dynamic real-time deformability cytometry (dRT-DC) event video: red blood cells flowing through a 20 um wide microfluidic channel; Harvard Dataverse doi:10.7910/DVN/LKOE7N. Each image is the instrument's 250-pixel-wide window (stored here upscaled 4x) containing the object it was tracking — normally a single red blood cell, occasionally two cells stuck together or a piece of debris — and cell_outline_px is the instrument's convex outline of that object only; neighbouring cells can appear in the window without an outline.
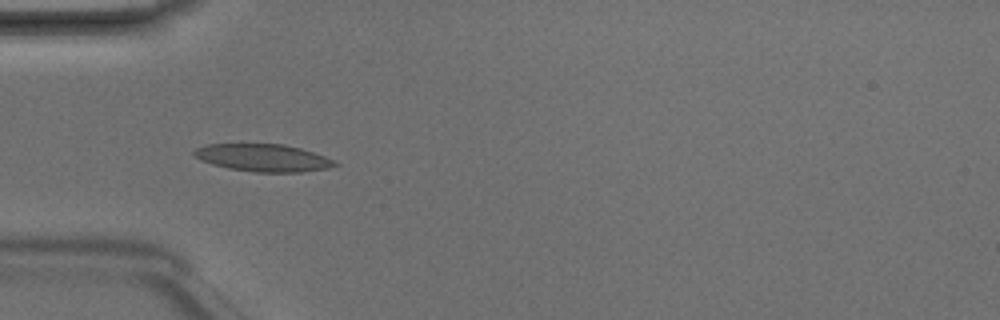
{"species": "Egyptian fruit bat (a non-hibernating species)", "species_latin": "Rousettus aegyptiacus", "temperature_condition": "room temperature", "stored_images_in_passage": 5, "camera_frame_rate_fps": 3000, "um_per_image_px": 0.085, "animal": {"sex": "male"}, "frame": {"image": 1, "passage_image": 3, "time_ms": 0.667, "image_size_px": [1000, 320], "cell_outline_px": [[340, 164], [328, 168], [300, 172], [256, 172], [228, 168], [212, 164], [200, 160], [192, 152], [196, 148], [208, 144], [284, 144], [300, 148], [336, 160]], "centroid_in_image_um": [22.38, 13.41], "position_along_channel_um": 62.6, "area_um2": 22.43}}